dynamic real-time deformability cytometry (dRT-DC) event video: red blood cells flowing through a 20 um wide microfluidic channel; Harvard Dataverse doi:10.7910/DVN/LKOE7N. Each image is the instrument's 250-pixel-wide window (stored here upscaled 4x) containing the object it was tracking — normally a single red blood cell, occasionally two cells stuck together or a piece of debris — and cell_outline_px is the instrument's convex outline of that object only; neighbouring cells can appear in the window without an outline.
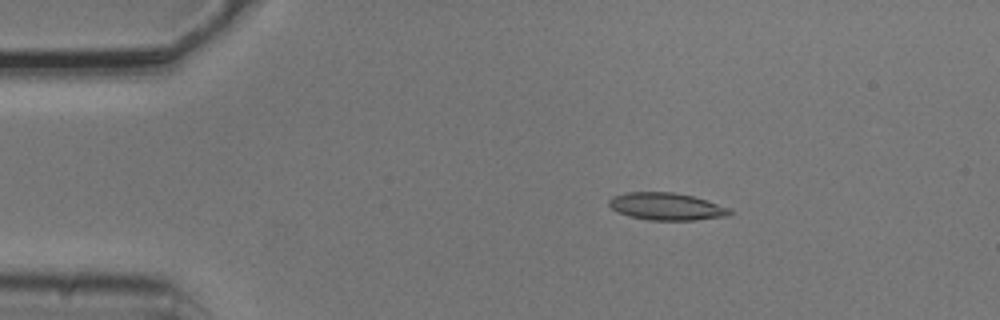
{"species": "common noctule bat (a hibernating species)", "species_latin": "Nyctalus noctula", "temperature_condition": "cold", "stored_images_in_passage": 5, "camera_frame_rate_fps": 3000, "um_per_image_px": 0.085, "animal": {"sex": "male", "body_mass_g": 20.5, "forearm_length_mm": 52.5}, "frame": {"image": 1, "passage_image": 2, "time_ms": 0.333, "image_size_px": [1000, 320], "cell_outline_px": [[732, 212], [728, 216], [696, 220], [648, 220], [632, 216], [620, 212], [612, 208], [608, 204], [608, 200], [612, 196], [628, 192], [672, 192], [692, 196], [732, 208]], "centroid_in_image_um": [56.68, 17.55], "position_along_channel_um": 28.3, "area_um2": 19.13}}
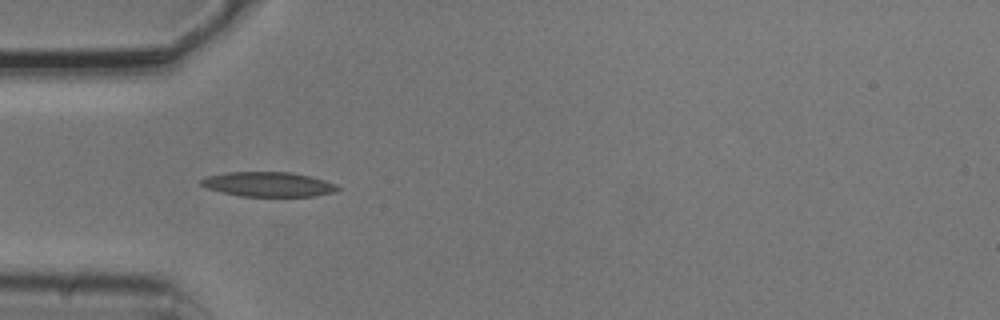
{"frame": {"image": 2, "passage_image": 4, "time_ms": 1.0, "image_size_px": [1000, 320], "cell_outline_px": [[340, 188], [332, 192], [312, 196], [240, 196], [208, 188], [200, 184], [200, 180], [208, 176], [228, 172], [292, 172], [324, 180], [336, 184]], "centroid_in_image_um": [22.8, 15.66], "position_along_channel_um": 62.2, "area_um2": 19.31}}
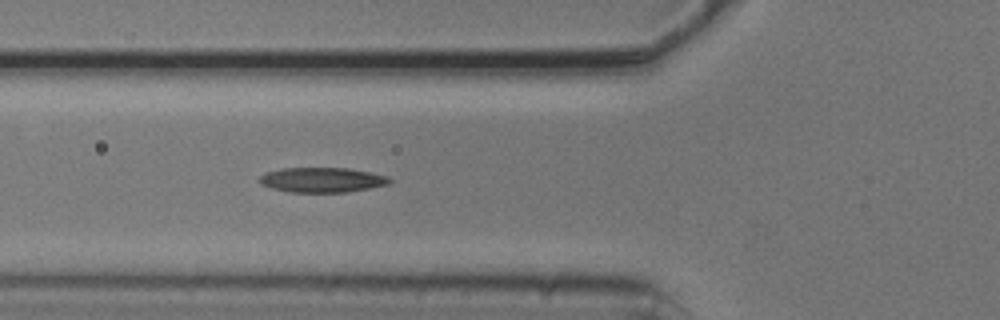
{"frame": {"image": 3, "passage_image": 5, "time_ms": 1.333, "image_size_px": [1000, 320], "cell_outline_px": [[392, 180], [388, 184], [348, 192], [288, 192], [272, 188], [260, 184], [260, 176], [268, 172], [280, 168], [348, 168], [388, 176]], "centroid_in_image_um": [27.37, 15.29], "position_along_channel_um": 98.4, "area_um2": 18.73}}